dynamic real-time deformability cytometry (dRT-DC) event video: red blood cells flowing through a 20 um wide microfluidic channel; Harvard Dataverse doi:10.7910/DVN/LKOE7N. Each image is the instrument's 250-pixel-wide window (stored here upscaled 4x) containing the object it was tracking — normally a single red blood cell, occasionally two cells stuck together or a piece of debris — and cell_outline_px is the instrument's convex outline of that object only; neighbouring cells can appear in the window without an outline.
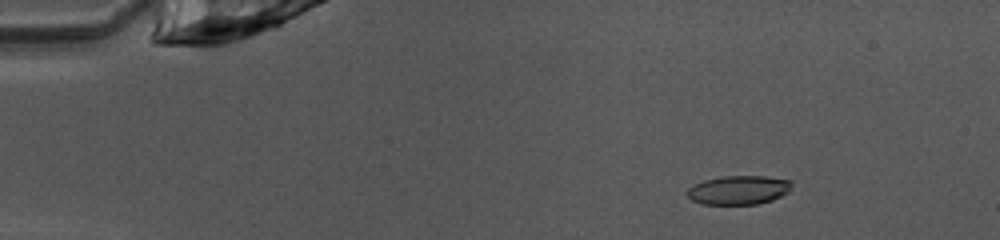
{"species": "common noctule bat (a hibernating species)", "species_latin": "Nyctalus noctula", "temperature_condition": "warm", "stored_images_in_passage": 51, "camera_frame_rate_fps": 3000, "um_per_image_px": 0.085, "animal": {"sex": "female", "body_mass_g": 10.0, "forearm_length_mm": 53.1}, "frame": {"image": 1, "passage_image": 8, "time_ms": 2.333, "image_size_px": [1000, 240], "cell_outline_px": [[792, 184], [788, 192], [772, 200], [756, 204], [704, 204], [692, 200], [684, 192], [692, 184], [704, 180], [720, 176], [764, 176], [792, 180]], "centroid_in_image_um": [62.75, 16.14], "position_along_channel_um": 22.2, "area_um2": 17.74}}
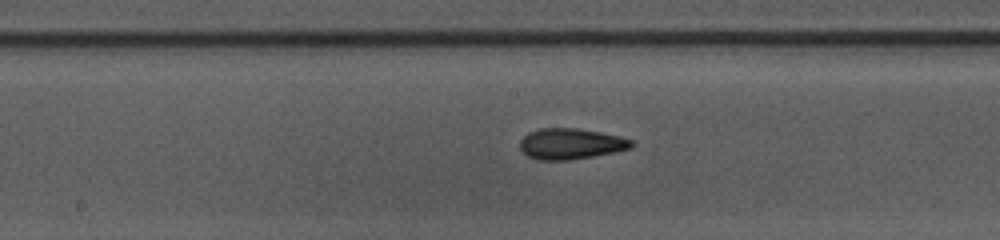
{"frame": {"image": 2, "passage_image": 27, "time_ms": 8.667, "image_size_px": [1000, 240], "cell_outline_px": [[636, 144], [632, 148], [616, 152], [568, 160], [536, 160], [528, 156], [520, 148], [520, 140], [528, 132], [540, 128], [576, 128], [600, 132], [620, 136], [632, 140]], "centroid_in_image_um": [48.53, 12.22], "position_along_channel_um": 199.7, "area_um2": 20.17}}
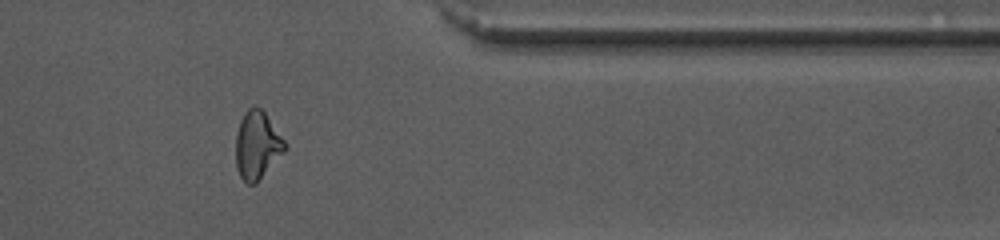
{"frame": {"image": 3, "passage_image": 42, "time_ms": 13.667, "image_size_px": [1000, 240], "cell_outline_px": [[288, 148], [256, 184], [248, 184], [240, 176], [236, 168], [236, 132], [240, 120], [244, 112], [248, 108], [256, 104], [264, 112], [288, 144]], "centroid_in_image_um": [21.86, 12.33], "position_along_channel_um": 389.5, "area_um2": 19.65}, "authors_computed_cell_mechanics": {"area_um2": 19.1318, "velocity_mm_per_s": 4.0434, "shape_relaxation_time_tau1_ms": 7.6643, "shape_relaxation_time_tau2_ms": 1.6515, "deformation_change_tau1": 0.225, "deformation_change_tau2": 0.0867}}